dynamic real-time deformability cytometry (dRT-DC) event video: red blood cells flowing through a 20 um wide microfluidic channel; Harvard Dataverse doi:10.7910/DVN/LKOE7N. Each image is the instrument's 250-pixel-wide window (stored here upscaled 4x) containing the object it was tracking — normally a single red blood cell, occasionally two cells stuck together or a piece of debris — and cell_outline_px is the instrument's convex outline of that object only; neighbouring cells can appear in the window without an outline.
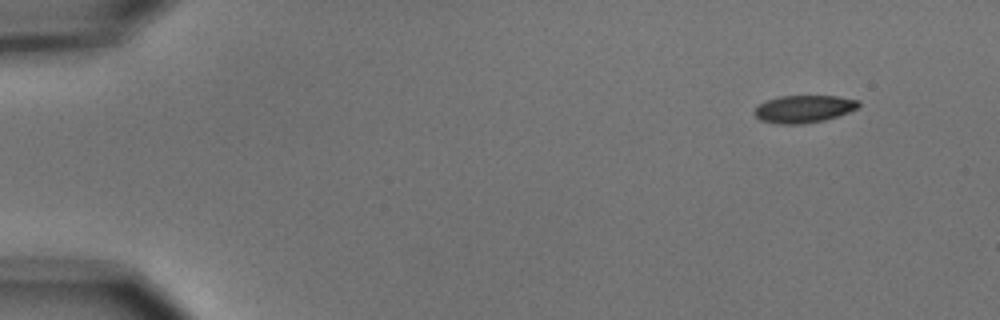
{"species": "common noctule bat (a hibernating species)", "species_latin": "Nyctalus noctula", "temperature_condition": "cold", "stored_images_in_passage": 2, "camera_frame_rate_fps": 3000, "um_per_image_px": 0.085, "animal": {"sex": "male", "body_mass_g": 15.6}, "frame": {"image": 1, "passage_image": 1, "time_ms": 0.0, "image_size_px": [1000, 320], "cell_outline_px": [[860, 104], [856, 108], [848, 112], [824, 120], [804, 124], [780, 124], [760, 120], [752, 112], [760, 104], [768, 100], [780, 96], [836, 96], [860, 100]], "centroid_in_image_um": [68.32, 9.26], "position_along_channel_um": 16.7, "area_um2": 16.53}}